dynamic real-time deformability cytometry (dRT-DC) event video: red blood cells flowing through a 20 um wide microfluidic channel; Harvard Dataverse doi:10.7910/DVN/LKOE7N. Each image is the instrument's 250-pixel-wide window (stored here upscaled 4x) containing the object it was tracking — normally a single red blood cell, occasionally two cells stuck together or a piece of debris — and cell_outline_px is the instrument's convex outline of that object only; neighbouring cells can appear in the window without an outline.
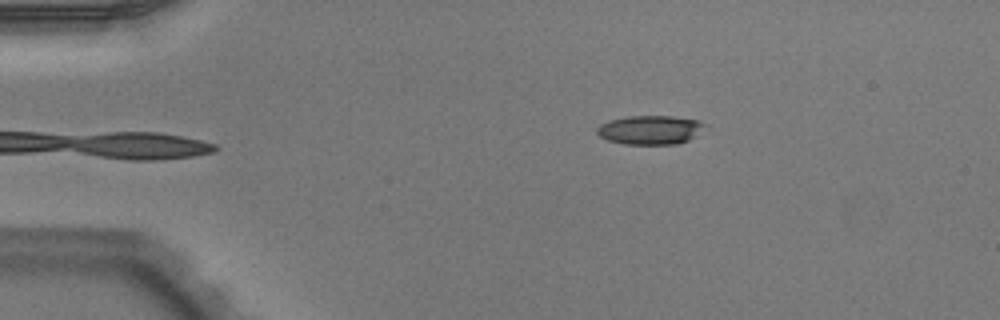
{"species": "Egyptian fruit bat (a non-hibernating species)", "species_latin": "Rousettus aegyptiacus", "temperature_condition": "warm", "stored_images_in_passage": 44, "camera_frame_rate_fps": 3000, "um_per_image_px": 0.085, "animal": {"sex": "male"}, "frame": {"image": 1, "passage_image": 2, "time_ms": 0.333, "image_size_px": [1000, 320], "cell_outline_px": [[708, 124], [688, 140], [676, 144], [624, 144], [608, 140], [600, 136], [596, 132], [596, 128], [600, 124], [608, 120], [628, 116], [672, 116], [700, 120]], "centroid_in_image_um": [55.24, 11.03], "position_along_channel_um": 29.8, "area_um2": 18.21}}
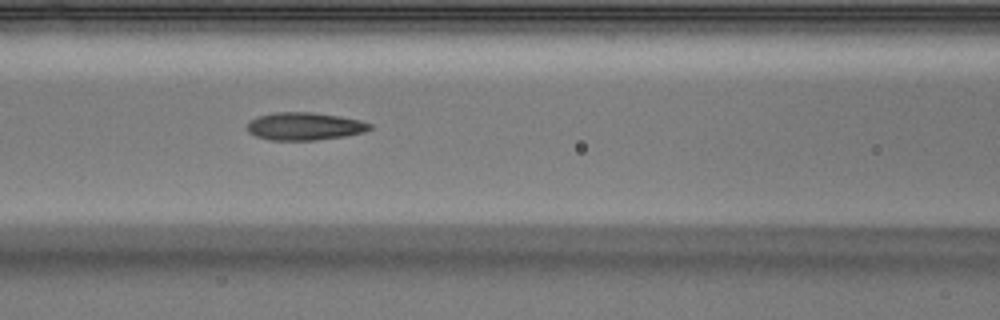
{"frame": {"image": 2, "passage_image": 15, "time_ms": 4.667, "image_size_px": [1000, 320], "cell_outline_px": [[372, 128], [364, 132], [344, 136], [316, 140], [268, 140], [256, 136], [248, 132], [244, 128], [248, 120], [256, 116], [276, 112], [312, 112], [340, 116], [360, 120], [372, 124]], "centroid_in_image_um": [25.83, 10.73], "position_along_channel_um": 140.8, "area_um2": 20.11}}
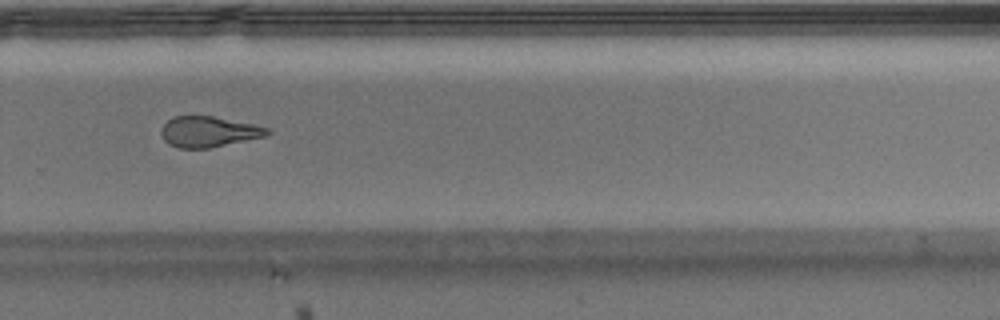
{"frame": {"image": 3, "passage_image": 28, "time_ms": 9.0, "image_size_px": [1000, 320], "cell_outline_px": [[272, 132], [264, 136], [212, 148], [180, 148], [168, 144], [164, 140], [160, 132], [164, 124], [172, 116], [212, 116], [252, 124], [268, 128]], "centroid_in_image_um": [17.7, 11.2], "position_along_channel_um": 312.1, "area_um2": 18.84}, "authors_computed_cell_mechanics": {"area_um2": 19.8543, "velocity_mm_per_s": 3.9632, "shape_relaxation_time_tau1_ms": 6.3183, "shape_relaxation_time_tau2_ms": 2.5716, "deformation_change_tau1": 0.2126, "deformation_change_tau2": 0.1147}}